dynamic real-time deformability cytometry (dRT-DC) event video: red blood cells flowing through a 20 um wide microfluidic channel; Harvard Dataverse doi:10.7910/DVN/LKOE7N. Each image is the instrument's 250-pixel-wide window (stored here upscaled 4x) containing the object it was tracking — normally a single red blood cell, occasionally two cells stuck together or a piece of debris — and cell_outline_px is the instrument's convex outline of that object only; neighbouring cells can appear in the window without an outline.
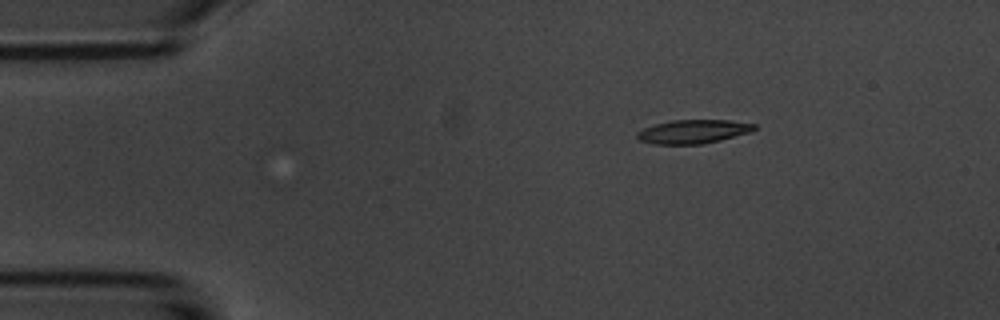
{"species": "common noctule bat (a hibernating species)", "species_latin": "Nyctalus noctula", "temperature_condition": "room temperature", "stored_images_in_passage": 5, "camera_frame_rate_fps": 3000, "um_per_image_px": 0.085, "animal": {"sex": "male", "body_mass_g": 20.1, "forearm_length_mm": 53.5}, "frame": {"image": 1, "passage_image": 3, "time_ms": 2.667, "image_size_px": [1000, 320], "cell_outline_px": [[756, 128], [752, 132], [720, 140], [700, 144], [652, 144], [640, 140], [636, 136], [636, 132], [644, 128], [656, 124], [672, 120], [728, 120], [756, 124]], "centroid_in_image_um": [58.93, 11.18], "position_along_channel_um": 26.1, "area_um2": 16.18}}